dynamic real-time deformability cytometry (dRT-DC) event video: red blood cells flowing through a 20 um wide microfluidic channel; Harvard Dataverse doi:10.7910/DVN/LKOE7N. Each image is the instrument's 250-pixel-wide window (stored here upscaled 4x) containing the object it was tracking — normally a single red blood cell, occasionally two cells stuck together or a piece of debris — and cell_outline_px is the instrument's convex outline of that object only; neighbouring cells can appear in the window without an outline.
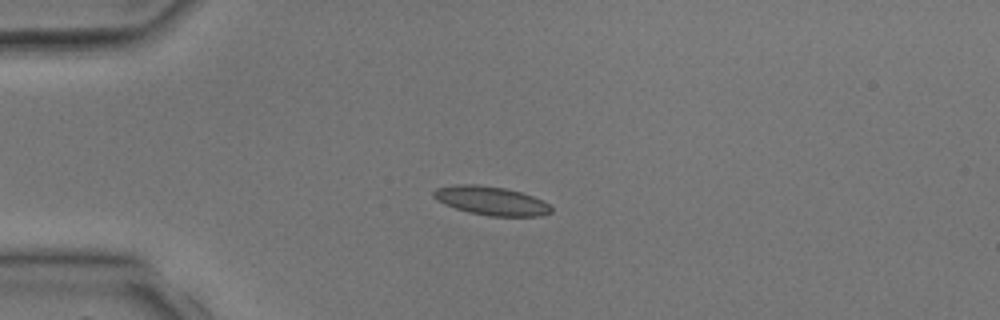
{"species": "common noctule bat (a hibernating species)", "species_latin": "Nyctalus noctula", "temperature_condition": "room temperature", "stored_images_in_passage": 3, "camera_frame_rate_fps": 3000, "um_per_image_px": 0.085, "animal": {"sex": "male", "body_mass_g": 17.9, "forearm_length_mm": 54.2}, "frame": {"image": 1, "passage_image": 2, "time_ms": 1.333, "image_size_px": [1000, 320], "cell_outline_px": [[552, 212], [540, 216], [488, 216], [468, 212], [444, 204], [436, 200], [432, 196], [432, 192], [436, 188], [456, 184], [480, 184], [504, 188], [520, 192], [544, 200], [552, 208]], "centroid_in_image_um": [41.73, 17.06], "position_along_channel_um": 43.3, "area_um2": 19.83}}